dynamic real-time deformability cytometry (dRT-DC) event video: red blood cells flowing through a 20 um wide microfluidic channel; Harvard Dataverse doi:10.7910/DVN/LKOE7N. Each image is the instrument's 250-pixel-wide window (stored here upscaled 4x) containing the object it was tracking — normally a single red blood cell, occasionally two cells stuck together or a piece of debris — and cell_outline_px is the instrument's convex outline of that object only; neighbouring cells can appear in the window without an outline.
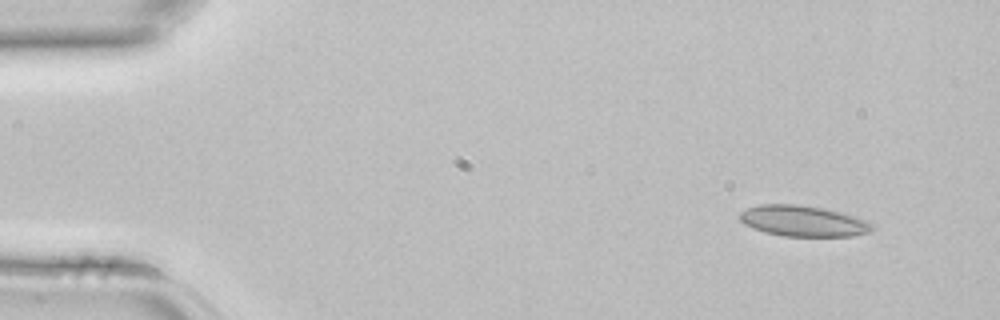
{"species": "common noctule bat (a hibernating species)", "species_latin": "Nyctalus noctula", "temperature_condition": "room temperature", "stored_images_in_passage": 4, "camera_frame_rate_fps": 3000, "um_per_image_px": 0.085, "animal": {"sex": "female", "body_mass_g": 22.7, "forearm_length_mm": 54.2}, "frame": {"image": 1, "passage_image": 1, "time_ms": 0.0, "image_size_px": [1000, 320], "cell_outline_px": [[876, 228], [872, 232], [852, 236], [784, 236], [764, 232], [752, 228], [744, 224], [740, 220], [740, 212], [748, 208], [760, 204], [796, 204], [820, 208], [840, 212], [868, 220], [876, 224]], "centroid_in_image_um": [68.32, 18.8], "position_along_channel_um": 16.7, "area_um2": 23.99}}
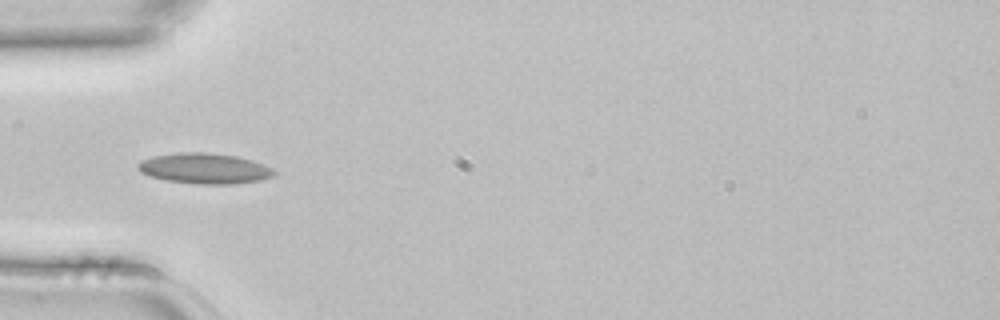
{"frame": {"image": 2, "passage_image": 4, "time_ms": 1.0, "image_size_px": [1000, 320], "cell_outline_px": [[276, 172], [272, 176], [260, 180], [236, 184], [200, 184], [164, 180], [140, 172], [136, 168], [136, 164], [140, 160], [152, 156], [180, 152], [208, 152], [236, 156], [252, 160], [264, 164], [272, 168]], "centroid_in_image_um": [17.36, 14.31], "position_along_channel_um": 67.6, "area_um2": 24.39}}